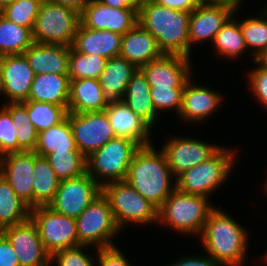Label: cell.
I'll use <instances>...</instances> for the list:
<instances>
[{"label":"cell","instance_id":"cell-32","mask_svg":"<svg viewBox=\"0 0 267 266\" xmlns=\"http://www.w3.org/2000/svg\"><path fill=\"white\" fill-rule=\"evenodd\" d=\"M30 217V208L15 194L9 182L0 174V232L22 223Z\"/></svg>","mask_w":267,"mask_h":266},{"label":"cell","instance_id":"cell-46","mask_svg":"<svg viewBox=\"0 0 267 266\" xmlns=\"http://www.w3.org/2000/svg\"><path fill=\"white\" fill-rule=\"evenodd\" d=\"M164 7H169L177 11H193L200 3V0H156Z\"/></svg>","mask_w":267,"mask_h":266},{"label":"cell","instance_id":"cell-35","mask_svg":"<svg viewBox=\"0 0 267 266\" xmlns=\"http://www.w3.org/2000/svg\"><path fill=\"white\" fill-rule=\"evenodd\" d=\"M260 15L250 16L240 21L247 50L251 49L253 62L263 51L267 50V6Z\"/></svg>","mask_w":267,"mask_h":266},{"label":"cell","instance_id":"cell-49","mask_svg":"<svg viewBox=\"0 0 267 266\" xmlns=\"http://www.w3.org/2000/svg\"><path fill=\"white\" fill-rule=\"evenodd\" d=\"M51 2L69 6L77 10L78 12H81L85 5L90 1V0H49Z\"/></svg>","mask_w":267,"mask_h":266},{"label":"cell","instance_id":"cell-25","mask_svg":"<svg viewBox=\"0 0 267 266\" xmlns=\"http://www.w3.org/2000/svg\"><path fill=\"white\" fill-rule=\"evenodd\" d=\"M122 35L109 30H91L81 23L77 27L73 48L84 54H98L107 59L120 56Z\"/></svg>","mask_w":267,"mask_h":266},{"label":"cell","instance_id":"cell-33","mask_svg":"<svg viewBox=\"0 0 267 266\" xmlns=\"http://www.w3.org/2000/svg\"><path fill=\"white\" fill-rule=\"evenodd\" d=\"M33 43L31 29L17 25L0 14V56L23 54Z\"/></svg>","mask_w":267,"mask_h":266},{"label":"cell","instance_id":"cell-29","mask_svg":"<svg viewBox=\"0 0 267 266\" xmlns=\"http://www.w3.org/2000/svg\"><path fill=\"white\" fill-rule=\"evenodd\" d=\"M79 151L76 147L73 132L68 118L59 124L38 133L37 145L34 152L45 157L51 152Z\"/></svg>","mask_w":267,"mask_h":266},{"label":"cell","instance_id":"cell-31","mask_svg":"<svg viewBox=\"0 0 267 266\" xmlns=\"http://www.w3.org/2000/svg\"><path fill=\"white\" fill-rule=\"evenodd\" d=\"M236 12L226 21L220 31L216 34L215 40L212 43L214 50L220 56L227 59H237L247 50L244 36L240 28V21L236 19ZM236 15V16H235Z\"/></svg>","mask_w":267,"mask_h":266},{"label":"cell","instance_id":"cell-27","mask_svg":"<svg viewBox=\"0 0 267 266\" xmlns=\"http://www.w3.org/2000/svg\"><path fill=\"white\" fill-rule=\"evenodd\" d=\"M123 101L151 128L155 127L156 118L160 115L154 108L151 99V87L141 69H137L130 78L126 86Z\"/></svg>","mask_w":267,"mask_h":266},{"label":"cell","instance_id":"cell-2","mask_svg":"<svg viewBox=\"0 0 267 266\" xmlns=\"http://www.w3.org/2000/svg\"><path fill=\"white\" fill-rule=\"evenodd\" d=\"M248 234L234 217L215 207L199 237L206 254L222 266H243L248 256Z\"/></svg>","mask_w":267,"mask_h":266},{"label":"cell","instance_id":"cell-13","mask_svg":"<svg viewBox=\"0 0 267 266\" xmlns=\"http://www.w3.org/2000/svg\"><path fill=\"white\" fill-rule=\"evenodd\" d=\"M170 138L163 144L161 150L175 178L208 160L222 147L220 144H210L190 136L176 135Z\"/></svg>","mask_w":267,"mask_h":266},{"label":"cell","instance_id":"cell-40","mask_svg":"<svg viewBox=\"0 0 267 266\" xmlns=\"http://www.w3.org/2000/svg\"><path fill=\"white\" fill-rule=\"evenodd\" d=\"M184 87H151V99L156 112L175 111L178 116L182 107V92Z\"/></svg>","mask_w":267,"mask_h":266},{"label":"cell","instance_id":"cell-7","mask_svg":"<svg viewBox=\"0 0 267 266\" xmlns=\"http://www.w3.org/2000/svg\"><path fill=\"white\" fill-rule=\"evenodd\" d=\"M80 12L72 7L43 0L32 30L33 41L72 47Z\"/></svg>","mask_w":267,"mask_h":266},{"label":"cell","instance_id":"cell-10","mask_svg":"<svg viewBox=\"0 0 267 266\" xmlns=\"http://www.w3.org/2000/svg\"><path fill=\"white\" fill-rule=\"evenodd\" d=\"M30 218L36 225L39 237L50 255L59 250L80 246L75 218L60 214L49 206L30 209Z\"/></svg>","mask_w":267,"mask_h":266},{"label":"cell","instance_id":"cell-56","mask_svg":"<svg viewBox=\"0 0 267 266\" xmlns=\"http://www.w3.org/2000/svg\"><path fill=\"white\" fill-rule=\"evenodd\" d=\"M264 259V261L263 262H265V263H267V251L265 252V254H264V257H263Z\"/></svg>","mask_w":267,"mask_h":266},{"label":"cell","instance_id":"cell-4","mask_svg":"<svg viewBox=\"0 0 267 266\" xmlns=\"http://www.w3.org/2000/svg\"><path fill=\"white\" fill-rule=\"evenodd\" d=\"M210 198L185 194L175 189L158 208V222L178 235L200 236L207 217L215 208Z\"/></svg>","mask_w":267,"mask_h":266},{"label":"cell","instance_id":"cell-19","mask_svg":"<svg viewBox=\"0 0 267 266\" xmlns=\"http://www.w3.org/2000/svg\"><path fill=\"white\" fill-rule=\"evenodd\" d=\"M1 77L6 103L28 100L34 73L24 54L1 56Z\"/></svg>","mask_w":267,"mask_h":266},{"label":"cell","instance_id":"cell-45","mask_svg":"<svg viewBox=\"0 0 267 266\" xmlns=\"http://www.w3.org/2000/svg\"><path fill=\"white\" fill-rule=\"evenodd\" d=\"M0 266H20L16 252L8 239L0 232Z\"/></svg>","mask_w":267,"mask_h":266},{"label":"cell","instance_id":"cell-15","mask_svg":"<svg viewBox=\"0 0 267 266\" xmlns=\"http://www.w3.org/2000/svg\"><path fill=\"white\" fill-rule=\"evenodd\" d=\"M80 23L91 30H109L124 35L138 23V8H113L90 0L80 12Z\"/></svg>","mask_w":267,"mask_h":266},{"label":"cell","instance_id":"cell-54","mask_svg":"<svg viewBox=\"0 0 267 266\" xmlns=\"http://www.w3.org/2000/svg\"><path fill=\"white\" fill-rule=\"evenodd\" d=\"M156 0H135V3L137 4V6H141L144 3H148V2H154Z\"/></svg>","mask_w":267,"mask_h":266},{"label":"cell","instance_id":"cell-6","mask_svg":"<svg viewBox=\"0 0 267 266\" xmlns=\"http://www.w3.org/2000/svg\"><path fill=\"white\" fill-rule=\"evenodd\" d=\"M140 146L123 137H115L89 155L87 173L101 186L125 180L135 152Z\"/></svg>","mask_w":267,"mask_h":266},{"label":"cell","instance_id":"cell-5","mask_svg":"<svg viewBox=\"0 0 267 266\" xmlns=\"http://www.w3.org/2000/svg\"><path fill=\"white\" fill-rule=\"evenodd\" d=\"M236 151L222 146L211 158L176 178V189L185 194L210 198L213 192L226 183L235 167ZM215 190V191H214Z\"/></svg>","mask_w":267,"mask_h":266},{"label":"cell","instance_id":"cell-51","mask_svg":"<svg viewBox=\"0 0 267 266\" xmlns=\"http://www.w3.org/2000/svg\"><path fill=\"white\" fill-rule=\"evenodd\" d=\"M172 262L173 263H169L166 266H190V255H186V257L181 256Z\"/></svg>","mask_w":267,"mask_h":266},{"label":"cell","instance_id":"cell-30","mask_svg":"<svg viewBox=\"0 0 267 266\" xmlns=\"http://www.w3.org/2000/svg\"><path fill=\"white\" fill-rule=\"evenodd\" d=\"M60 179L57 177L49 161L35 153L33 208L48 206L54 199Z\"/></svg>","mask_w":267,"mask_h":266},{"label":"cell","instance_id":"cell-3","mask_svg":"<svg viewBox=\"0 0 267 266\" xmlns=\"http://www.w3.org/2000/svg\"><path fill=\"white\" fill-rule=\"evenodd\" d=\"M189 19L190 12L164 7L156 1L138 8V23L156 39L163 54L190 58Z\"/></svg>","mask_w":267,"mask_h":266},{"label":"cell","instance_id":"cell-44","mask_svg":"<svg viewBox=\"0 0 267 266\" xmlns=\"http://www.w3.org/2000/svg\"><path fill=\"white\" fill-rule=\"evenodd\" d=\"M97 266H133L117 245L96 249Z\"/></svg>","mask_w":267,"mask_h":266},{"label":"cell","instance_id":"cell-41","mask_svg":"<svg viewBox=\"0 0 267 266\" xmlns=\"http://www.w3.org/2000/svg\"><path fill=\"white\" fill-rule=\"evenodd\" d=\"M87 248H90V246L80 245L59 250L51 255V266L55 263V266H95V254H88V252L85 251Z\"/></svg>","mask_w":267,"mask_h":266},{"label":"cell","instance_id":"cell-38","mask_svg":"<svg viewBox=\"0 0 267 266\" xmlns=\"http://www.w3.org/2000/svg\"><path fill=\"white\" fill-rule=\"evenodd\" d=\"M23 103L27 106L28 116L38 133L59 124L68 113L63 106L52 103L33 100H27Z\"/></svg>","mask_w":267,"mask_h":266},{"label":"cell","instance_id":"cell-17","mask_svg":"<svg viewBox=\"0 0 267 266\" xmlns=\"http://www.w3.org/2000/svg\"><path fill=\"white\" fill-rule=\"evenodd\" d=\"M234 9L228 5L210 1L201 2L190 12L188 35L191 47L196 43L215 40L226 21L234 14Z\"/></svg>","mask_w":267,"mask_h":266},{"label":"cell","instance_id":"cell-23","mask_svg":"<svg viewBox=\"0 0 267 266\" xmlns=\"http://www.w3.org/2000/svg\"><path fill=\"white\" fill-rule=\"evenodd\" d=\"M34 75L68 74L70 47L34 42L24 53Z\"/></svg>","mask_w":267,"mask_h":266},{"label":"cell","instance_id":"cell-48","mask_svg":"<svg viewBox=\"0 0 267 266\" xmlns=\"http://www.w3.org/2000/svg\"><path fill=\"white\" fill-rule=\"evenodd\" d=\"M99 2L113 8H139L135 0H98Z\"/></svg>","mask_w":267,"mask_h":266},{"label":"cell","instance_id":"cell-9","mask_svg":"<svg viewBox=\"0 0 267 266\" xmlns=\"http://www.w3.org/2000/svg\"><path fill=\"white\" fill-rule=\"evenodd\" d=\"M79 245L96 249L115 246L113 238L120 235L108 198L101 193L75 218ZM95 244V245H94Z\"/></svg>","mask_w":267,"mask_h":266},{"label":"cell","instance_id":"cell-11","mask_svg":"<svg viewBox=\"0 0 267 266\" xmlns=\"http://www.w3.org/2000/svg\"><path fill=\"white\" fill-rule=\"evenodd\" d=\"M66 117L71 125L76 147L86 158L116 137L105 111L68 112Z\"/></svg>","mask_w":267,"mask_h":266},{"label":"cell","instance_id":"cell-43","mask_svg":"<svg viewBox=\"0 0 267 266\" xmlns=\"http://www.w3.org/2000/svg\"><path fill=\"white\" fill-rule=\"evenodd\" d=\"M248 85L253 95L264 108L267 109V71L259 65L254 69L248 70Z\"/></svg>","mask_w":267,"mask_h":266},{"label":"cell","instance_id":"cell-22","mask_svg":"<svg viewBox=\"0 0 267 266\" xmlns=\"http://www.w3.org/2000/svg\"><path fill=\"white\" fill-rule=\"evenodd\" d=\"M162 55L156 39L139 23L122 35L120 56L138 69Z\"/></svg>","mask_w":267,"mask_h":266},{"label":"cell","instance_id":"cell-24","mask_svg":"<svg viewBox=\"0 0 267 266\" xmlns=\"http://www.w3.org/2000/svg\"><path fill=\"white\" fill-rule=\"evenodd\" d=\"M138 68L121 56L108 59L98 81L107 105L123 101L126 86Z\"/></svg>","mask_w":267,"mask_h":266},{"label":"cell","instance_id":"cell-1","mask_svg":"<svg viewBox=\"0 0 267 266\" xmlns=\"http://www.w3.org/2000/svg\"><path fill=\"white\" fill-rule=\"evenodd\" d=\"M125 181L157 208L176 189V178L165 154L162 150H156L153 144L141 146L135 152Z\"/></svg>","mask_w":267,"mask_h":266},{"label":"cell","instance_id":"cell-16","mask_svg":"<svg viewBox=\"0 0 267 266\" xmlns=\"http://www.w3.org/2000/svg\"><path fill=\"white\" fill-rule=\"evenodd\" d=\"M34 166V151L8 153L0 157V174L30 209L33 208Z\"/></svg>","mask_w":267,"mask_h":266},{"label":"cell","instance_id":"cell-47","mask_svg":"<svg viewBox=\"0 0 267 266\" xmlns=\"http://www.w3.org/2000/svg\"><path fill=\"white\" fill-rule=\"evenodd\" d=\"M190 266H222L217 260H214L210 255H191Z\"/></svg>","mask_w":267,"mask_h":266},{"label":"cell","instance_id":"cell-34","mask_svg":"<svg viewBox=\"0 0 267 266\" xmlns=\"http://www.w3.org/2000/svg\"><path fill=\"white\" fill-rule=\"evenodd\" d=\"M11 116L18 141V152L34 151L37 145L38 132L34 128L23 102L4 103L1 105Z\"/></svg>","mask_w":267,"mask_h":266},{"label":"cell","instance_id":"cell-21","mask_svg":"<svg viewBox=\"0 0 267 266\" xmlns=\"http://www.w3.org/2000/svg\"><path fill=\"white\" fill-rule=\"evenodd\" d=\"M104 111L116 137L135 141L140 147L153 144L150 137L153 128L137 116L124 101L110 104Z\"/></svg>","mask_w":267,"mask_h":266},{"label":"cell","instance_id":"cell-53","mask_svg":"<svg viewBox=\"0 0 267 266\" xmlns=\"http://www.w3.org/2000/svg\"><path fill=\"white\" fill-rule=\"evenodd\" d=\"M14 0H0V12L7 7L9 4H11Z\"/></svg>","mask_w":267,"mask_h":266},{"label":"cell","instance_id":"cell-42","mask_svg":"<svg viewBox=\"0 0 267 266\" xmlns=\"http://www.w3.org/2000/svg\"><path fill=\"white\" fill-rule=\"evenodd\" d=\"M10 114L0 106V157L18 152V141Z\"/></svg>","mask_w":267,"mask_h":266},{"label":"cell","instance_id":"cell-57","mask_svg":"<svg viewBox=\"0 0 267 266\" xmlns=\"http://www.w3.org/2000/svg\"><path fill=\"white\" fill-rule=\"evenodd\" d=\"M265 183H266V184H264V186H265V187H264V188H265L264 191H266L265 194H267V180L265 181Z\"/></svg>","mask_w":267,"mask_h":266},{"label":"cell","instance_id":"cell-37","mask_svg":"<svg viewBox=\"0 0 267 266\" xmlns=\"http://www.w3.org/2000/svg\"><path fill=\"white\" fill-rule=\"evenodd\" d=\"M108 59L98 54H84L70 47L68 76L69 80L82 78L98 79Z\"/></svg>","mask_w":267,"mask_h":266},{"label":"cell","instance_id":"cell-26","mask_svg":"<svg viewBox=\"0 0 267 266\" xmlns=\"http://www.w3.org/2000/svg\"><path fill=\"white\" fill-rule=\"evenodd\" d=\"M107 106L102 86L98 79L82 78L70 80L68 112H100L104 111Z\"/></svg>","mask_w":267,"mask_h":266},{"label":"cell","instance_id":"cell-20","mask_svg":"<svg viewBox=\"0 0 267 266\" xmlns=\"http://www.w3.org/2000/svg\"><path fill=\"white\" fill-rule=\"evenodd\" d=\"M194 77H190L182 92V107L178 114L186 123H200L213 116L219 109L224 96L204 85L195 84ZM211 115V116H210Z\"/></svg>","mask_w":267,"mask_h":266},{"label":"cell","instance_id":"cell-50","mask_svg":"<svg viewBox=\"0 0 267 266\" xmlns=\"http://www.w3.org/2000/svg\"><path fill=\"white\" fill-rule=\"evenodd\" d=\"M210 2L218 3V4H224L232 7L234 10H239L241 7V3L243 0H208Z\"/></svg>","mask_w":267,"mask_h":266},{"label":"cell","instance_id":"cell-52","mask_svg":"<svg viewBox=\"0 0 267 266\" xmlns=\"http://www.w3.org/2000/svg\"><path fill=\"white\" fill-rule=\"evenodd\" d=\"M254 63L267 71V50L256 57Z\"/></svg>","mask_w":267,"mask_h":266},{"label":"cell","instance_id":"cell-39","mask_svg":"<svg viewBox=\"0 0 267 266\" xmlns=\"http://www.w3.org/2000/svg\"><path fill=\"white\" fill-rule=\"evenodd\" d=\"M43 0H14L0 14L7 20L33 30Z\"/></svg>","mask_w":267,"mask_h":266},{"label":"cell","instance_id":"cell-18","mask_svg":"<svg viewBox=\"0 0 267 266\" xmlns=\"http://www.w3.org/2000/svg\"><path fill=\"white\" fill-rule=\"evenodd\" d=\"M191 59L183 55L163 54L140 69L150 87H184L194 74Z\"/></svg>","mask_w":267,"mask_h":266},{"label":"cell","instance_id":"cell-36","mask_svg":"<svg viewBox=\"0 0 267 266\" xmlns=\"http://www.w3.org/2000/svg\"><path fill=\"white\" fill-rule=\"evenodd\" d=\"M45 158L60 180L75 178L87 172V159L80 151H54Z\"/></svg>","mask_w":267,"mask_h":266},{"label":"cell","instance_id":"cell-28","mask_svg":"<svg viewBox=\"0 0 267 266\" xmlns=\"http://www.w3.org/2000/svg\"><path fill=\"white\" fill-rule=\"evenodd\" d=\"M70 80L68 74H37L28 100L63 106L68 111Z\"/></svg>","mask_w":267,"mask_h":266},{"label":"cell","instance_id":"cell-55","mask_svg":"<svg viewBox=\"0 0 267 266\" xmlns=\"http://www.w3.org/2000/svg\"><path fill=\"white\" fill-rule=\"evenodd\" d=\"M2 90H3V86H2V77H1V56H0V95H2Z\"/></svg>","mask_w":267,"mask_h":266},{"label":"cell","instance_id":"cell-14","mask_svg":"<svg viewBox=\"0 0 267 266\" xmlns=\"http://www.w3.org/2000/svg\"><path fill=\"white\" fill-rule=\"evenodd\" d=\"M8 239L20 266H51V255L39 237L36 225L29 217L22 223L1 231Z\"/></svg>","mask_w":267,"mask_h":266},{"label":"cell","instance_id":"cell-8","mask_svg":"<svg viewBox=\"0 0 267 266\" xmlns=\"http://www.w3.org/2000/svg\"><path fill=\"white\" fill-rule=\"evenodd\" d=\"M102 193L108 198L121 231H124L128 223L147 226L158 222V208L142 197L125 180L105 184Z\"/></svg>","mask_w":267,"mask_h":266},{"label":"cell","instance_id":"cell-12","mask_svg":"<svg viewBox=\"0 0 267 266\" xmlns=\"http://www.w3.org/2000/svg\"><path fill=\"white\" fill-rule=\"evenodd\" d=\"M101 193L102 187L86 172L60 180L55 197L48 206L60 214L77 218Z\"/></svg>","mask_w":267,"mask_h":266}]
</instances>
